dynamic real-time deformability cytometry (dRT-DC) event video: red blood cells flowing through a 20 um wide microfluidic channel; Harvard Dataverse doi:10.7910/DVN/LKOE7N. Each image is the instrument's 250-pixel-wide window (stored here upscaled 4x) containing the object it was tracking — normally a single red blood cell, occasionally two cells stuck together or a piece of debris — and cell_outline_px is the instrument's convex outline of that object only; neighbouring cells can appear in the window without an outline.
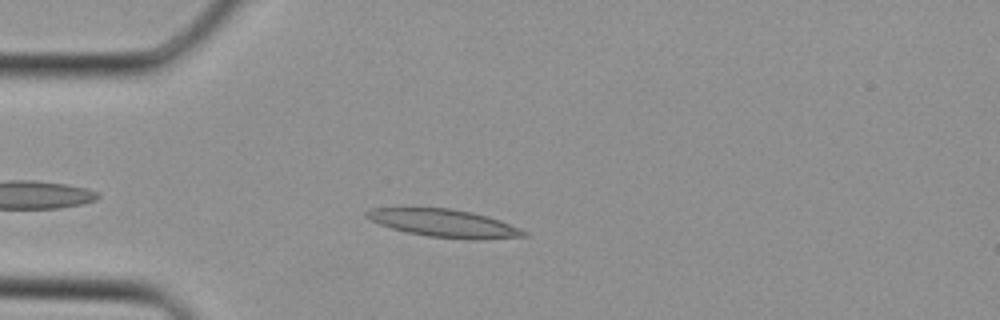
{"species": "Egyptian fruit bat (a non-hibernating species)", "species_latin": "Rousettus aegyptiacus", "temperature_condition": "cold", "stored_images_in_passage": 29, "camera_frame_rate_fps": 3000, "um_per_image_px": 0.085, "animal": {"sex": "female"}, "frame": {"image": 1, "passage_image": 3, "time_ms": 0.667, "image_size_px": [1000, 320], "cell_outline_px": [[528, 236], [480, 240], [472, 240], [428, 236], [408, 232], [392, 228], [380, 224], [364, 216], [364, 212], [372, 208], [448, 208], [472, 212], [488, 216], [500, 220], [520, 228], [528, 232]], "centroid_in_image_um": [37.8, 18.98], "position_along_channel_um": 47.2, "area_um2": 25.43}}
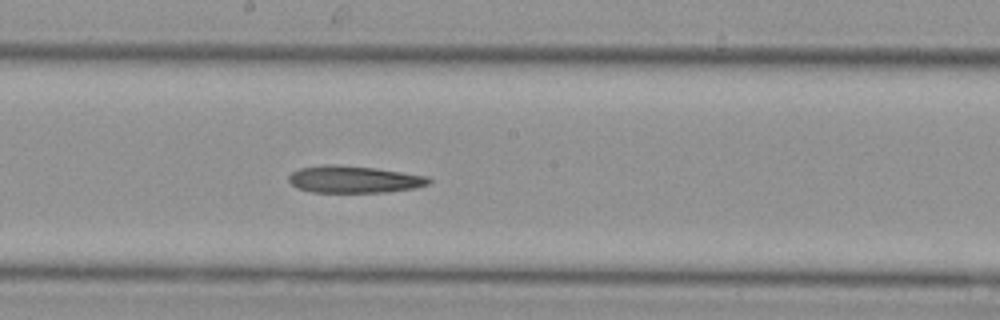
{"frame": {"image": 2, "passage_image": 13, "time_ms": 4.0, "image_size_px": [1000, 320], "cell_outline_px": [[432, 180], [428, 184], [412, 188], [388, 192], [312, 192], [296, 188], [288, 180], [288, 176], [292, 172], [300, 168], [324, 164], [336, 164], [376, 168], [428, 176]], "centroid_in_image_um": [30.06, 15.24], "position_along_channel_um": 218.1, "area_um2": 22.14}}
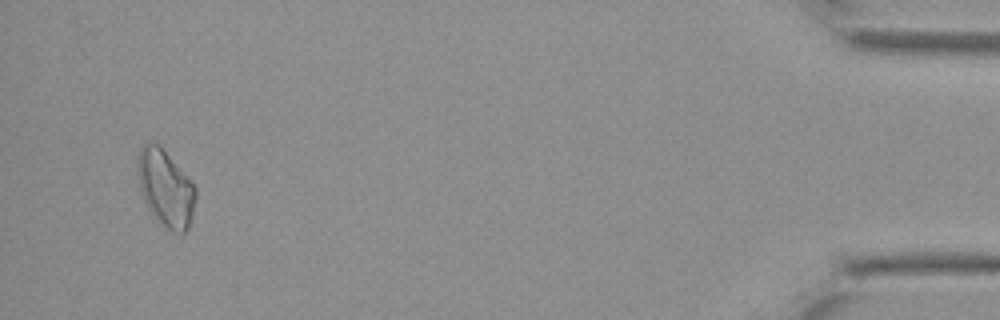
{"frame": {"image": 3, "passage_image": 28, "time_ms": 9.0, "image_size_px": [1000, 320], "cell_outline_px": [[196, 196], [192, 216], [188, 228], [184, 232], [172, 232], [160, 224], [148, 208], [140, 192], [136, 172], [136, 156], [140, 148], [144, 144], [156, 144], [188, 176], [196, 188]], "centroid_in_image_um": [14.04, 16.02], "position_along_channel_um": 421.2, "area_um2": 25.84}}